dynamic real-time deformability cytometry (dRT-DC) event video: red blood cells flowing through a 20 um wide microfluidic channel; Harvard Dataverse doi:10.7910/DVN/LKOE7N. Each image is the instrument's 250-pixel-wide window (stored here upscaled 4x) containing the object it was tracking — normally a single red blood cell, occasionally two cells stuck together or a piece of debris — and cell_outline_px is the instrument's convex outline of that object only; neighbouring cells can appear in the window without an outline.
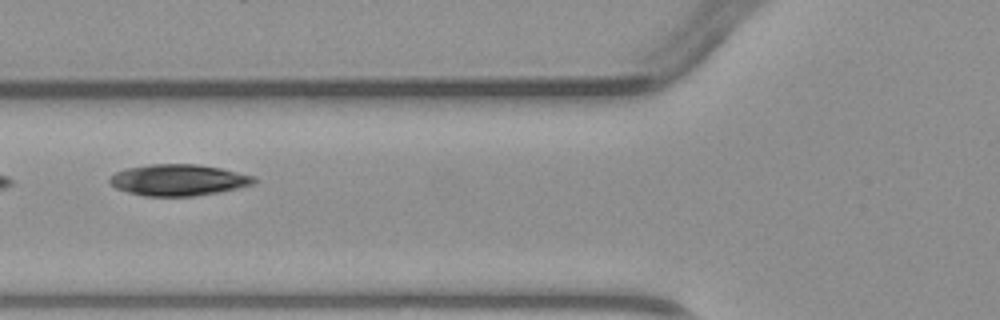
{"species": "common noctule bat (a hibernating species)", "species_latin": "Nyctalus noctula", "temperature_condition": "warm", "stored_images_in_passage": 3, "camera_frame_rate_fps": 3000, "um_per_image_px": 0.085, "animal": {"sex": "male", "body_mass_g": 23.1, "forearm_length_mm": 52.7}, "frame": {"image": 1, "passage_image": 2, "time_ms": 1.333, "image_size_px": [1000, 320], "cell_outline_px": [[256, 180], [252, 184], [220, 192], [196, 196], [144, 196], [128, 192], [116, 188], [108, 180], [116, 172], [128, 168], [148, 164], [196, 164], [220, 168], [252, 176]], "centroid_in_image_um": [15.13, 15.3], "position_along_channel_um": 110.7, "area_um2": 26.07}}
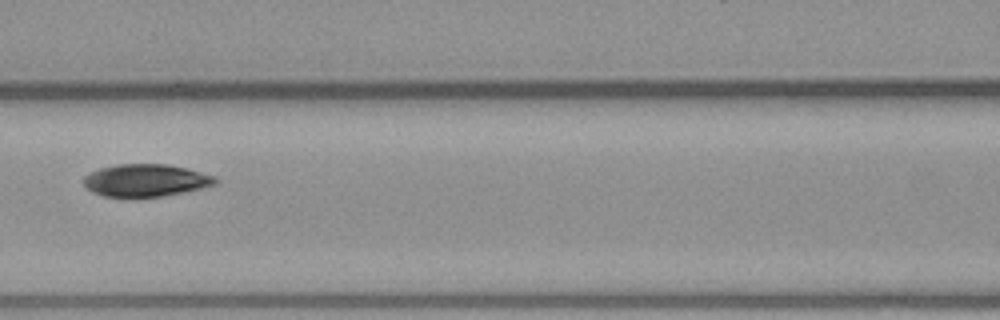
{"frame": {"image": 2, "passage_image": 3, "time_ms": 2.333, "image_size_px": [1000, 320], "cell_outline_px": [[220, 180], [216, 184], [184, 192], [160, 196], [104, 196], [92, 192], [84, 184], [84, 176], [100, 168], [116, 164], [168, 164], [216, 176]], "centroid_in_image_um": [12.41, 15.32], "position_along_channel_um": 154.2, "area_um2": 24.57}}